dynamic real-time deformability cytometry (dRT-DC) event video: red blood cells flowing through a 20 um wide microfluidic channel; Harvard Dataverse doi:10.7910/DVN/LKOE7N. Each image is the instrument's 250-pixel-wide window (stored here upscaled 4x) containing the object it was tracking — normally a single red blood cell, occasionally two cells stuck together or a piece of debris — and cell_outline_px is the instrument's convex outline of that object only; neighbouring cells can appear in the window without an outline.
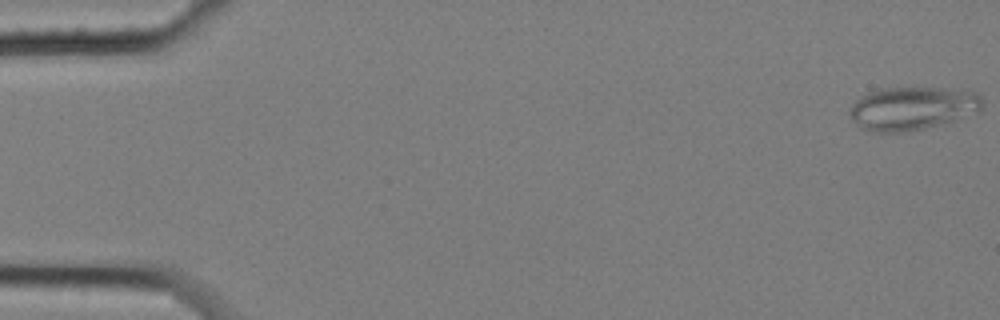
{"species": "common noctule bat (a hibernating species)", "species_latin": "Nyctalus noctula", "temperature_condition": "cold", "stored_images_in_passage": 5, "camera_frame_rate_fps": 3000, "um_per_image_px": 0.085, "animal": {"sex": "female", "body_mass_g": 25.1}, "frame": {"image": 1, "passage_image": 1, "time_ms": 0.0, "image_size_px": [1000, 320], "cell_outline_px": [[980, 108], [948, 124], [904, 132], [876, 132], [860, 128], [852, 120], [848, 112], [852, 104], [860, 96], [868, 92], [880, 88], [940, 88], [976, 92], [980, 96]], "centroid_in_image_um": [77.47, 9.22], "position_along_channel_um": 7.5, "area_um2": 33.35}}